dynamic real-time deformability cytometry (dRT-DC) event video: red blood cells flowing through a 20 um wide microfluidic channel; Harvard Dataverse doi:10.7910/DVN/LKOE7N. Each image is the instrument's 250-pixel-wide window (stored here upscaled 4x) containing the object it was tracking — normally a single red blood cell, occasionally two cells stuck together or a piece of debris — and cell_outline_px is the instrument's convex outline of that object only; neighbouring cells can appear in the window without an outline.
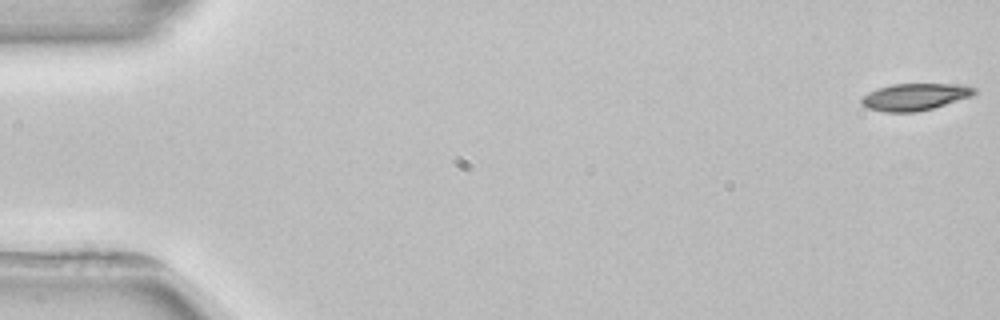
{"species": "common noctule bat (a hibernating species)", "species_latin": "Nyctalus noctula", "temperature_condition": "room temperature", "stored_images_in_passage": 5, "camera_frame_rate_fps": 3000, "um_per_image_px": 0.085, "animal": {"sex": "female", "body_mass_g": 22.7, "forearm_length_mm": 54.2}, "frame": {"image": 1, "passage_image": 1, "time_ms": 0.0, "image_size_px": [1000, 320], "cell_outline_px": [[976, 92], [972, 96], [932, 108], [916, 112], [884, 112], [868, 108], [860, 104], [860, 96], [876, 88], [892, 84], [960, 84], [976, 88]], "centroid_in_image_um": [77.71, 8.23], "position_along_channel_um": 7.3, "area_um2": 17.86}}
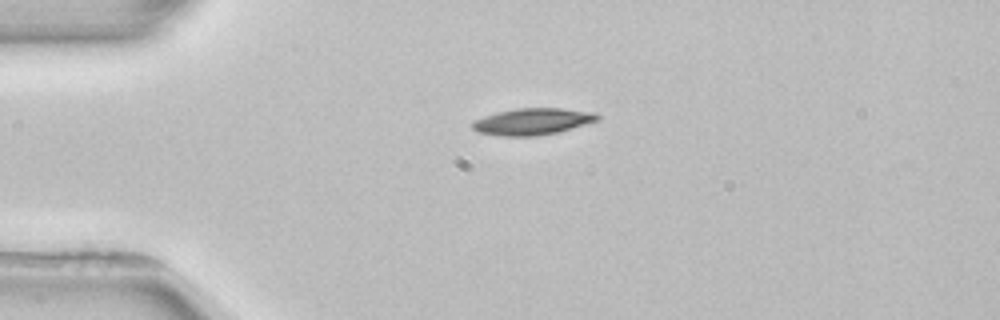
{"frame": {"image": 2, "passage_image": 4, "time_ms": 4.0, "image_size_px": [1000, 320], "cell_outline_px": [[600, 120], [572, 128], [556, 132], [536, 136], [500, 136], [476, 132], [472, 128], [472, 124], [476, 120], [484, 116], [516, 108], [560, 108], [596, 112], [600, 116]], "centroid_in_image_um": [45.3, 10.33], "position_along_channel_um": 39.7, "area_um2": 19.36}}